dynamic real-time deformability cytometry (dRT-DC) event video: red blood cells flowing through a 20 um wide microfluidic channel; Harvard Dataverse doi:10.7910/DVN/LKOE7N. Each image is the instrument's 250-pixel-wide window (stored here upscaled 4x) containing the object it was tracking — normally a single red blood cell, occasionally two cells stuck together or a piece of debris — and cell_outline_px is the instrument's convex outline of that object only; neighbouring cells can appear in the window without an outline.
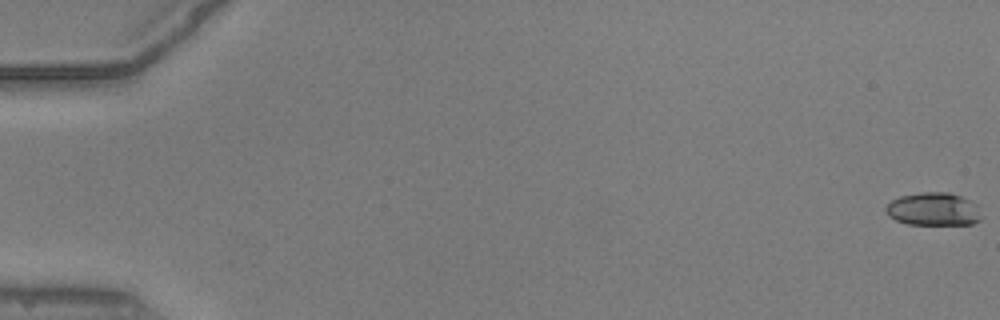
{"species": "common noctule bat (a hibernating species)", "species_latin": "Nyctalus noctula", "temperature_condition": "warm", "stored_images_in_passage": 54, "camera_frame_rate_fps": 3000, "um_per_image_px": 0.085, "animal": {"sex": "male", "body_mass_g": 20.5, "forearm_length_mm": 52.5}, "frame": {"image": 1, "passage_image": 1, "time_ms": 0.0, "image_size_px": [1000, 320], "cell_outline_px": [[980, 220], [972, 224], [908, 224], [896, 220], [888, 216], [884, 212], [884, 208], [892, 200], [900, 196], [920, 192], [948, 192], [960, 196], [976, 204], [980, 216]], "centroid_in_image_um": [79.29, 17.77], "position_along_channel_um": 5.7, "area_um2": 18.32}}
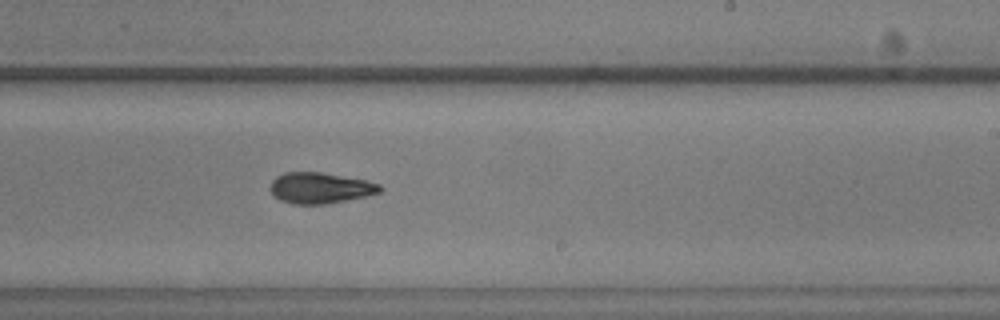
{"frame": {"image": 2, "passage_image": 34, "time_ms": 11.0, "image_size_px": [1000, 320], "cell_outline_px": [[384, 188], [380, 192], [364, 196], [324, 204], [292, 204], [280, 200], [272, 196], [268, 188], [272, 180], [276, 176], [284, 172], [320, 172], [364, 180], [380, 184]], "centroid_in_image_um": [27.14, 15.97], "position_along_channel_um": 261.9, "area_um2": 19.77}}
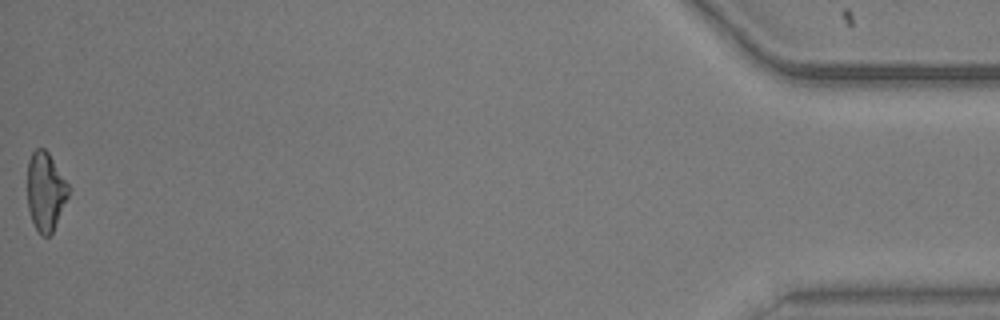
{"frame": {"image": 3, "passage_image": 54, "time_ms": 17.667, "image_size_px": [1000, 320], "cell_outline_px": [[72, 188], [52, 232], [48, 236], [40, 236], [32, 220], [28, 208], [28, 160], [32, 152], [36, 148], [44, 148], [48, 152]], "centroid_in_image_um": [3.89, 16.25], "position_along_channel_um": 431.3, "area_um2": 18.9}, "authors_computed_cell_mechanics": {"area_um2": 19.1607, "velocity_mm_per_s": 3.9107, "shape_relaxation_time_tau1_ms": 2.6422, "shape_relaxation_time_tau2_ms": 2.8003, "deformation_change_tau1": 0.1311, "deformation_change_tau2": 0.1158}}